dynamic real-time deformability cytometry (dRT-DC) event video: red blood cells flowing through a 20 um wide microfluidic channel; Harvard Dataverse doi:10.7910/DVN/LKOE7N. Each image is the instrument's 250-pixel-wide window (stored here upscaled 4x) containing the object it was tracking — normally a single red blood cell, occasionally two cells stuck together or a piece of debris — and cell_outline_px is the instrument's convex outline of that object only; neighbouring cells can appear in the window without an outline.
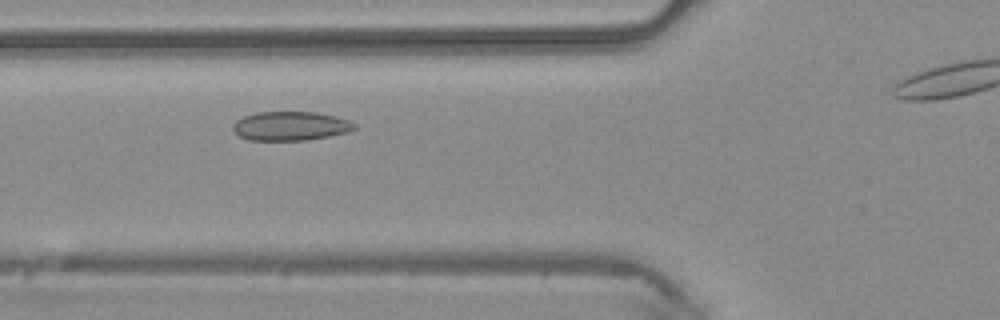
{"species": "common noctule bat (a hibernating species)", "species_latin": "Nyctalus noctula", "temperature_condition": "warm", "stored_images_in_passage": 29, "camera_frame_rate_fps": 3000, "um_per_image_px": 0.085, "animal": {"sex": "male", "body_mass_g": 20.4}, "frame": {"image": 1, "passage_image": 5, "time_ms": 1.333, "image_size_px": [1000, 320], "cell_outline_px": [[356, 128], [348, 132], [308, 140], [248, 140], [236, 136], [232, 128], [232, 124], [236, 120], [244, 116], [256, 112], [316, 112], [336, 116], [348, 120], [356, 124]], "centroid_in_image_um": [24.65, 10.71], "position_along_channel_um": 101.1, "area_um2": 20.75}}
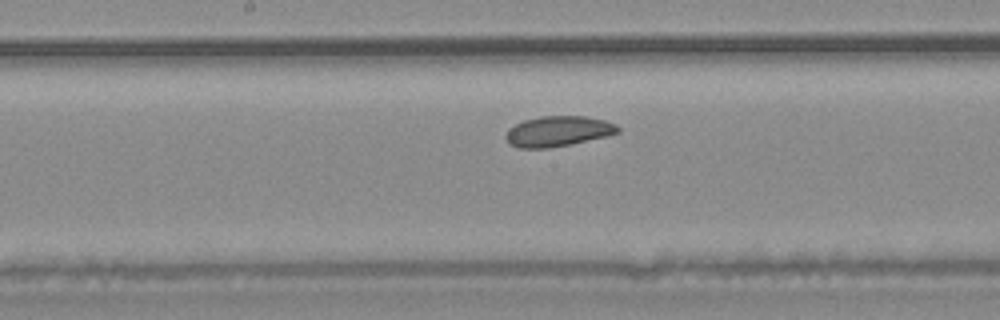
{"frame": {"image": 2, "passage_image": 12, "time_ms": 3.667, "image_size_px": [1000, 320], "cell_outline_px": [[620, 132], [608, 136], [572, 144], [548, 148], [520, 148], [508, 144], [504, 136], [516, 124], [524, 120], [540, 116], [584, 116], [604, 120], [616, 124], [620, 128]], "centroid_in_image_um": [47.46, 11.16], "position_along_channel_um": 200.7, "area_um2": 19.88}}
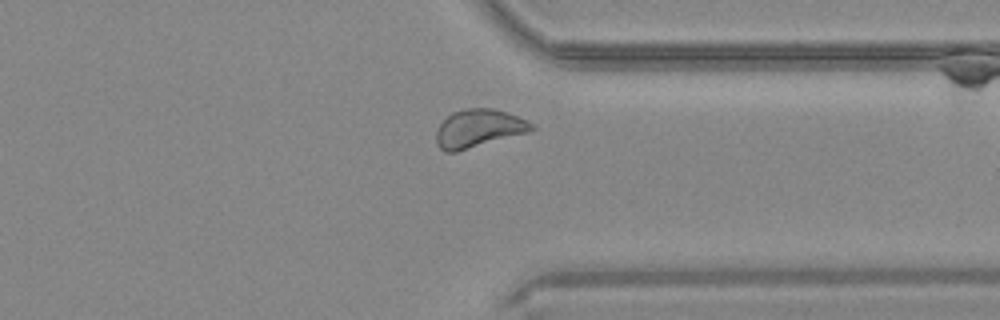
{"frame": {"image": 3, "passage_image": 24, "time_ms": 7.667, "image_size_px": [1000, 320], "cell_outline_px": [[536, 128], [528, 132], [456, 152], [444, 152], [436, 144], [436, 132], [440, 124], [452, 112], [464, 108], [492, 108], [508, 112], [528, 120], [536, 124]], "centroid_in_image_um": [40.7, 10.91], "position_along_channel_um": 370.7, "area_um2": 21.27}}